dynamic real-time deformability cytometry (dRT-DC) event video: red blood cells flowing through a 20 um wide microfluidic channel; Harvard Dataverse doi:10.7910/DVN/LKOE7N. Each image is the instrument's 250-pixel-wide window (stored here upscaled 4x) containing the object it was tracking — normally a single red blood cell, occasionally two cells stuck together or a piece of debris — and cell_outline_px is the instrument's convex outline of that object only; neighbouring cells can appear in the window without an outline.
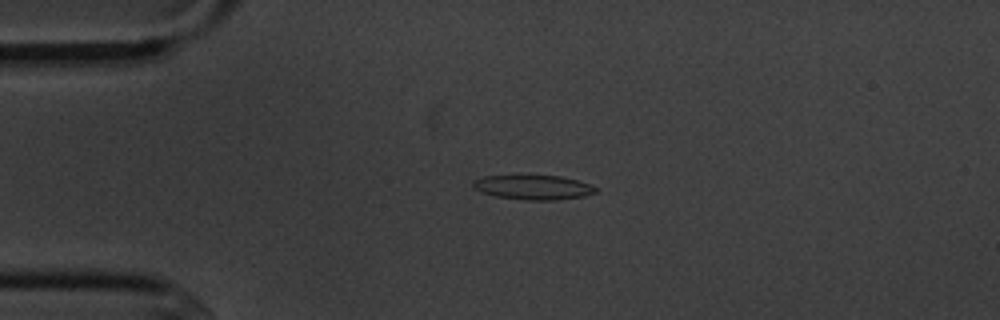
{"species": "common noctule bat (a hibernating species)", "species_latin": "Nyctalus noctula", "temperature_condition": "cold", "stored_images_in_passage": 5, "camera_frame_rate_fps": 3000, "um_per_image_px": 0.085, "animal": {"sex": "male", "body_mass_g": 20.1, "forearm_length_mm": 53.5}, "frame": {"image": 1, "passage_image": 3, "time_ms": 2.333, "image_size_px": [1000, 320], "cell_outline_px": [[596, 192], [584, 196], [556, 200], [528, 200], [496, 196], [480, 192], [472, 184], [472, 180], [484, 176], [560, 176], [576, 180], [588, 184], [596, 188]], "centroid_in_image_um": [45.3, 15.93], "position_along_channel_um": 39.7, "area_um2": 17.22}}
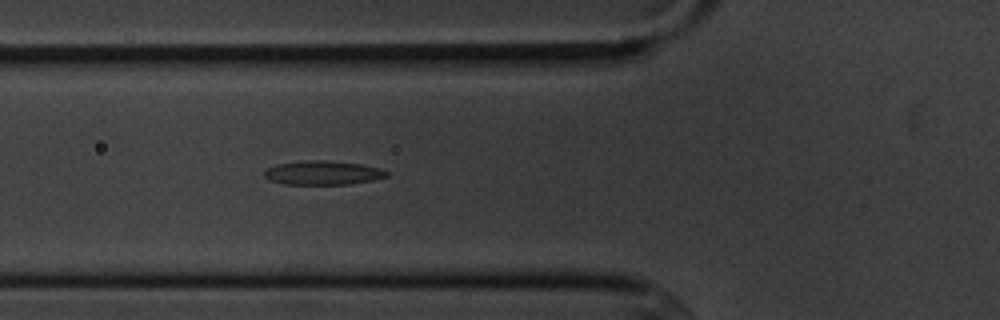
{"frame": {"image": 2, "passage_image": 5, "time_ms": 4.667, "image_size_px": [1000, 320], "cell_outline_px": [[388, 176], [372, 180], [348, 184], [284, 184], [268, 180], [264, 176], [264, 172], [268, 168], [276, 164], [308, 160], [328, 160], [364, 164], [380, 168], [388, 172]], "centroid_in_image_um": [27.44, 14.68], "position_along_channel_um": 98.4, "area_um2": 17.17}}